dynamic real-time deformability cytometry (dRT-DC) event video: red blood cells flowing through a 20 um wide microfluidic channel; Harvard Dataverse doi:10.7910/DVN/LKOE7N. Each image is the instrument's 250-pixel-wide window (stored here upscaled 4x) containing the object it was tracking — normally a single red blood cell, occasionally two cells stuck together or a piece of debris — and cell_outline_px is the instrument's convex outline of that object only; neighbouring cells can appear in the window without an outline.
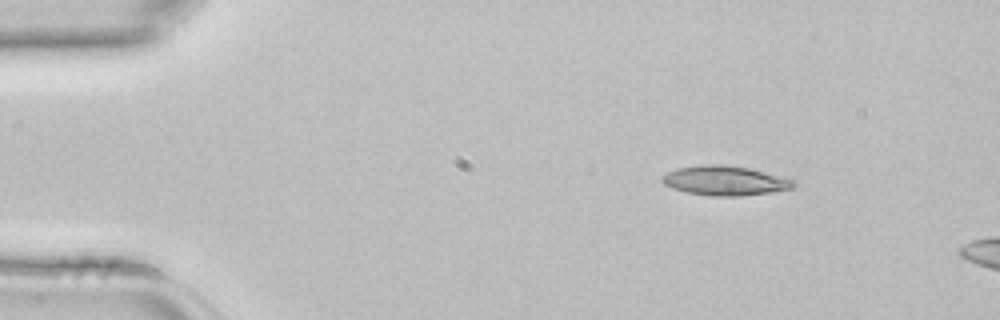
{"species": "common noctule bat (a hibernating species)", "species_latin": "Nyctalus noctula", "temperature_condition": "room temperature", "stored_images_in_passage": 3, "camera_frame_rate_fps": 3000, "um_per_image_px": 0.085, "animal": {"sex": "female", "body_mass_g": 22.7, "forearm_length_mm": 54.2}, "frame": {"image": 1, "passage_image": 1, "time_ms": 0.0, "image_size_px": [1000, 320], "cell_outline_px": [[796, 184], [792, 188], [768, 192], [740, 196], [712, 196], [688, 192], [672, 188], [664, 184], [660, 180], [660, 176], [676, 168], [700, 164], [724, 164], [748, 168], [796, 180]], "centroid_in_image_um": [61.57, 15.34], "position_along_channel_um": 23.4, "area_um2": 22.6}}